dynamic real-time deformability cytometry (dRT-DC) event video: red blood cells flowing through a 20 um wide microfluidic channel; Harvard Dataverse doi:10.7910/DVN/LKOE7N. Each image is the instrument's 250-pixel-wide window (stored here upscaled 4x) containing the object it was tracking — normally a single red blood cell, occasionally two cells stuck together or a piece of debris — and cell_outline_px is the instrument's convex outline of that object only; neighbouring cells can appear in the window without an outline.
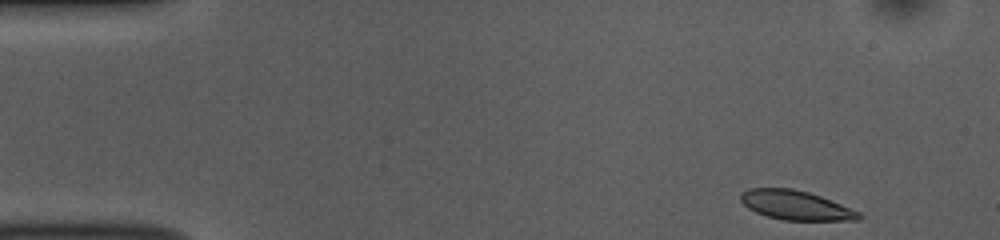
{"species": "common noctule bat (a hibernating species)", "species_latin": "Nyctalus noctula", "temperature_condition": "room temperature", "stored_images_in_passage": 50, "camera_frame_rate_fps": 3000, "um_per_image_px": 0.085, "animal": {"sex": "female", "body_mass_g": 10.0, "forearm_length_mm": 53.1}, "frame": {"image": 1, "passage_image": 1, "time_ms": 0.0, "image_size_px": [1000, 240], "cell_outline_px": [[864, 216], [860, 220], [784, 220], [768, 216], [756, 212], [748, 208], [740, 200], [740, 192], [748, 188], [792, 188], [808, 192], [820, 196], [860, 212]], "centroid_in_image_um": [67.63, 17.44], "position_along_channel_um": 17.4, "area_um2": 20.11}}
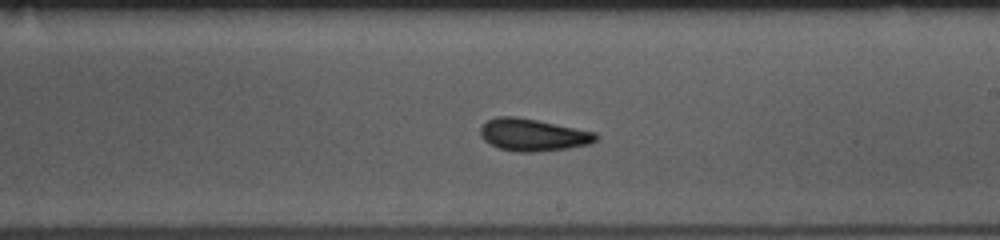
{"frame": {"image": 2, "passage_image": 27, "time_ms": 8.667, "image_size_px": [1000, 240], "cell_outline_px": [[600, 136], [596, 140], [588, 144], [568, 148], [536, 152], [520, 152], [500, 148], [484, 140], [480, 136], [480, 128], [488, 120], [496, 116], [516, 116], [596, 132]], "centroid_in_image_um": [45.31, 11.46], "position_along_channel_um": 243.7, "area_um2": 21.56}}
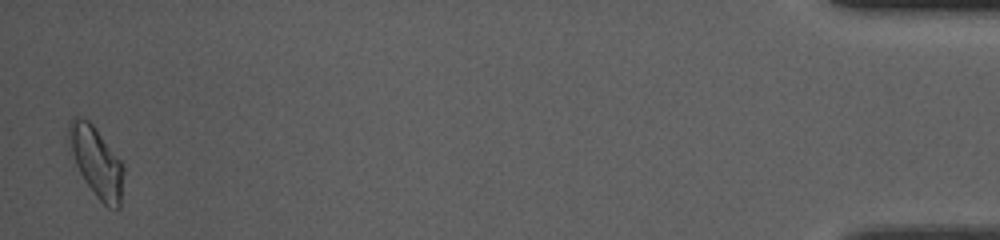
{"frame": {"image": 3, "passage_image": 49, "time_ms": 16.0, "image_size_px": [1000, 240], "cell_outline_px": [[124, 172], [120, 208], [116, 212], [108, 208], [96, 196], [84, 180], [68, 152], [68, 124], [76, 116], [80, 116], [88, 120], [92, 124], [120, 160], [124, 168]], "centroid_in_image_um": [8.17, 13.79], "position_along_channel_um": 427.0, "area_um2": 22.6}, "authors_computed_cell_mechanics": {"area_um2": 21.0681, "velocity_mm_per_s": 3.7089, "shape_relaxation_time_tau1_ms": 4.6322, "shape_relaxation_time_tau2_ms": 1.8253, "deformation_change_tau1": 0.1234, "deformation_change_tau2": 0.0541}}